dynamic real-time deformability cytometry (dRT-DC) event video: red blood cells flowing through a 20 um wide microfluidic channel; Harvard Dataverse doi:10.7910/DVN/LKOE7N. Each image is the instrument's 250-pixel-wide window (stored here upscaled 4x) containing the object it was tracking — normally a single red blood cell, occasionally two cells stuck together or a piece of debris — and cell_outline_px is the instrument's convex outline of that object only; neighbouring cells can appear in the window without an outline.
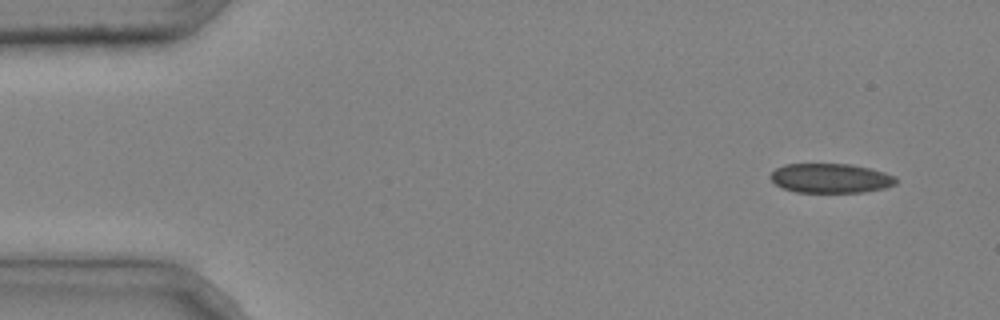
{"species": "common noctule bat (a hibernating species)", "species_latin": "Nyctalus noctula", "temperature_condition": "cold", "stored_images_in_passage": 5, "camera_frame_rate_fps": 3000, "um_per_image_px": 0.085, "animal": {"sex": "male", "body_mass_g": 20.4}, "frame": {"image": 1, "passage_image": 1, "time_ms": 0.0, "image_size_px": [1000, 320], "cell_outline_px": [[896, 184], [884, 188], [864, 192], [796, 192], [784, 188], [776, 184], [768, 176], [776, 168], [784, 164], [852, 164], [884, 172], [896, 176]], "centroid_in_image_um": [70.6, 15.14], "position_along_channel_um": 14.4, "area_um2": 21.5}}
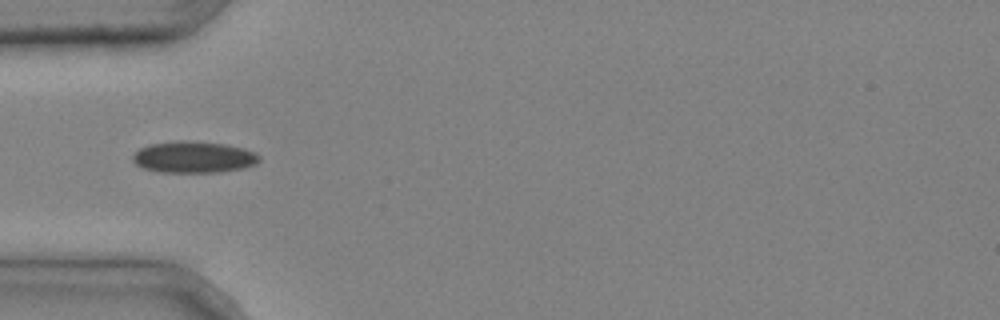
{"frame": {"image": 2, "passage_image": 4, "time_ms": 1.0, "image_size_px": [1000, 320], "cell_outline_px": [[260, 160], [256, 164], [244, 168], [220, 172], [160, 172], [140, 168], [132, 160], [132, 156], [140, 148], [148, 144], [180, 140], [224, 144], [244, 148], [256, 152], [260, 156]], "centroid_in_image_um": [16.46, 13.36], "position_along_channel_um": 68.5, "area_um2": 23.41}}